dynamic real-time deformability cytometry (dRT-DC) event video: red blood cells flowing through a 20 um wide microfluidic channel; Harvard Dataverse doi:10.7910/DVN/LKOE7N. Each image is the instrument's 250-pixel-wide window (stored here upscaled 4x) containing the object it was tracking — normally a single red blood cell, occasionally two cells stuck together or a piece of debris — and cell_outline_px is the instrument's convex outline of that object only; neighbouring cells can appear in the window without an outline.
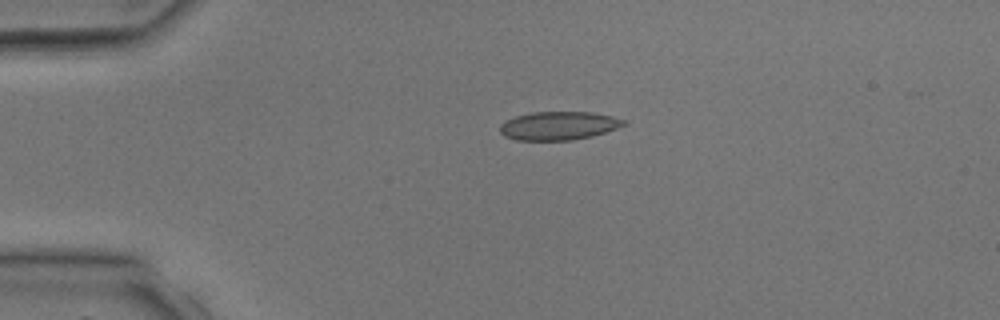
{"species": "common noctule bat (a hibernating species)", "species_latin": "Nyctalus noctula", "temperature_condition": "room temperature", "stored_images_in_passage": 2, "camera_frame_rate_fps": 3000, "um_per_image_px": 0.085, "animal": {"sex": "male", "body_mass_g": 17.9, "forearm_length_mm": 54.2}, "frame": {"image": 1, "passage_image": 1, "time_ms": 0.0, "image_size_px": [1000, 320], "cell_outline_px": [[628, 124], [592, 136], [572, 140], [516, 140], [504, 136], [500, 132], [500, 124], [504, 120], [516, 116], [532, 112], [592, 112], [612, 116], [628, 120]], "centroid_in_image_um": [47.49, 10.68], "position_along_channel_um": 37.5, "area_um2": 20.63}}